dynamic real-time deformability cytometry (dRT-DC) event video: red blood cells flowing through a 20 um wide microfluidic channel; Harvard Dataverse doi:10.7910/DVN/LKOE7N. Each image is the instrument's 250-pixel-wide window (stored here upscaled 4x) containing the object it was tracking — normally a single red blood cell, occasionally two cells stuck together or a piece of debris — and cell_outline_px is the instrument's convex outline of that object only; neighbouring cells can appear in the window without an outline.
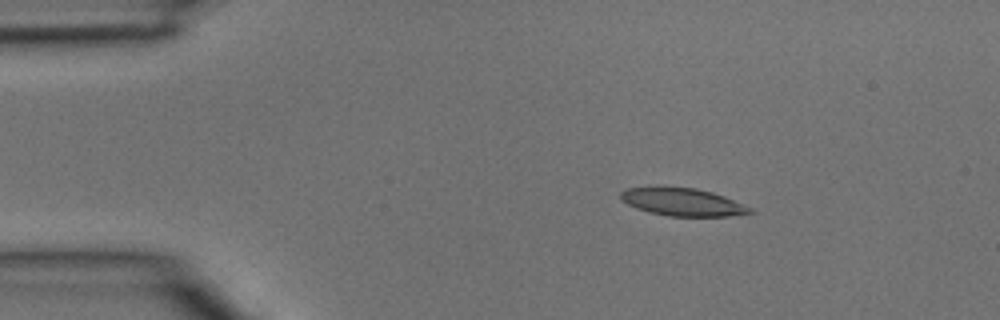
{"species": "common noctule bat (a hibernating species)", "species_latin": "Nyctalus noctula", "temperature_condition": "room temperature", "stored_images_in_passage": 2, "camera_frame_rate_fps": 3000, "um_per_image_px": 0.085, "animal": {"sex": "male", "body_mass_g": 15.6}, "frame": {"image": 1, "passage_image": 1, "time_ms": 0.0, "image_size_px": [1000, 320], "cell_outline_px": [[756, 212], [728, 216], [668, 216], [648, 212], [636, 208], [620, 200], [620, 192], [624, 188], [696, 188], [712, 192], [724, 196], [744, 204], [752, 208]], "centroid_in_image_um": [58.04, 17.19], "position_along_channel_um": 27.0, "area_um2": 20.69}}